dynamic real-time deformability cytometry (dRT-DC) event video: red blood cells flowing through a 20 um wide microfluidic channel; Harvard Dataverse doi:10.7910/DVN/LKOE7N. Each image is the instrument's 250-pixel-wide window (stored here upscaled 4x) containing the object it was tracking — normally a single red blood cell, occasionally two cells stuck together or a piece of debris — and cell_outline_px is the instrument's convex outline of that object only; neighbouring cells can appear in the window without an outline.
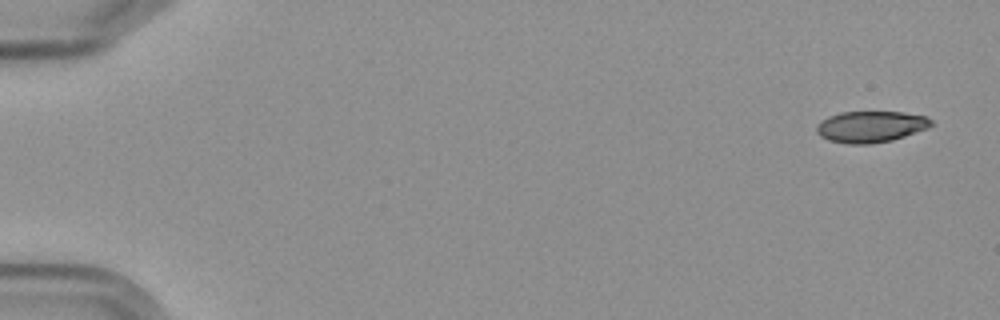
{"species": "Egyptian fruit bat (a non-hibernating species)", "species_latin": "Rousettus aegyptiacus", "temperature_condition": "cold", "stored_images_in_passage": 6, "camera_frame_rate_fps": 3000, "um_per_image_px": 0.085, "frame": {"image": 1, "passage_image": 1, "time_ms": 0.0, "image_size_px": [1000, 320], "cell_outline_px": [[932, 124], [928, 128], [892, 140], [868, 144], [848, 144], [828, 140], [820, 136], [816, 132], [816, 124], [820, 120], [828, 116], [840, 112], [904, 112], [928, 116], [932, 120]], "centroid_in_image_um": [73.99, 10.76], "position_along_channel_um": 11.0, "area_um2": 21.1}}
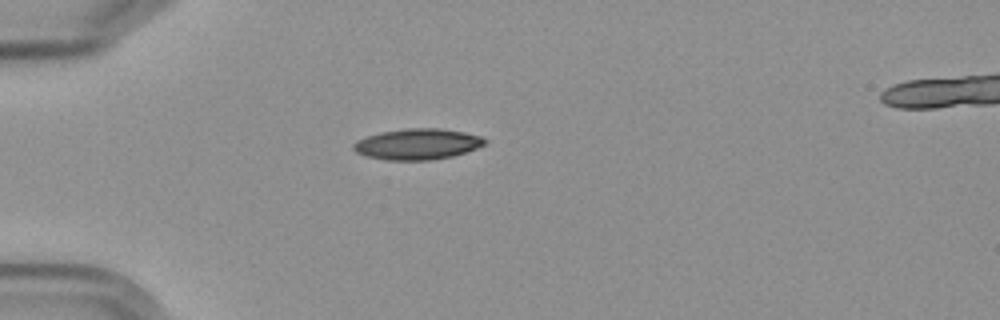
{"frame": {"image": 2, "passage_image": 5, "time_ms": 4.667, "image_size_px": [1000, 320], "cell_outline_px": [[488, 144], [452, 156], [432, 160], [384, 160], [364, 156], [356, 152], [352, 148], [352, 144], [356, 140], [380, 132], [408, 128], [440, 128], [464, 132], [480, 136], [488, 140]], "centroid_in_image_um": [35.47, 12.25], "position_along_channel_um": 49.5, "area_um2": 23.81}}